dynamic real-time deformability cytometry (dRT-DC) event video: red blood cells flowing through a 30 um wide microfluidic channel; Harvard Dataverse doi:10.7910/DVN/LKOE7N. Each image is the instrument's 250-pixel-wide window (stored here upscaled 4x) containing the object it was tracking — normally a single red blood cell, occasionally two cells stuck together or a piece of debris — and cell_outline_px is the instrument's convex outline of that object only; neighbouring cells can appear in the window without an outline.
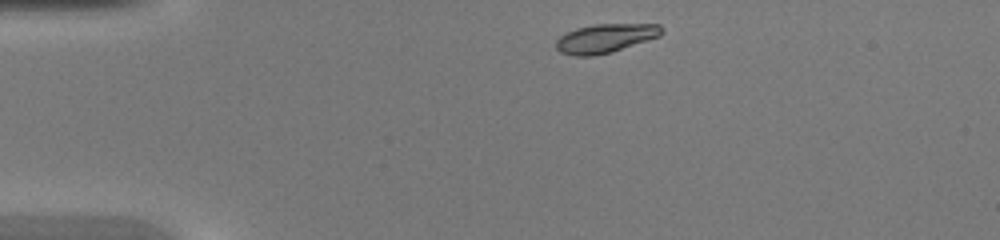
{"species": "common noctule bat (a hibernating species)", "species_latin": "Nyctalus noctula", "temperature_condition": "warm", "stored_images_in_passage": 37, "camera_frame_rate_fps": 3000, "um_per_image_px": 0.085, "animal": {"sex": "female", "body_mass_g": 20.0, "forearm_length_mm": 54.0}, "frame": {"image": 1, "passage_image": 1, "time_ms": 0.0, "image_size_px": [1000, 240], "cell_outline_px": [[664, 32], [660, 36], [612, 52], [592, 56], [572, 56], [560, 52], [556, 48], [556, 40], [560, 36], [576, 28], [596, 24], [660, 24], [664, 28]], "centroid_in_image_um": [51.47, 3.25], "position_along_channel_um": 33.5, "area_um2": 17.86}}
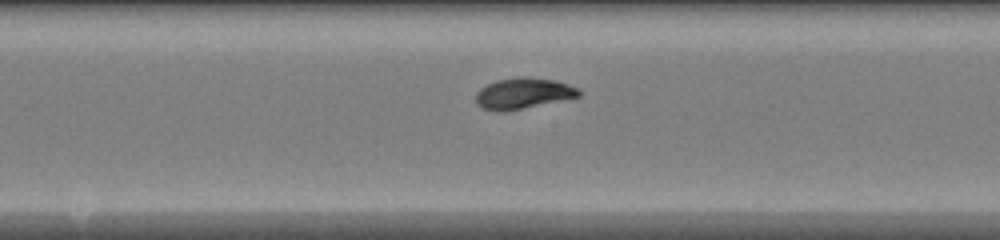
{"frame": {"image": 2, "passage_image": 16, "time_ms": 5.0, "image_size_px": [1000, 240], "cell_outline_px": [[580, 96], [504, 112], [496, 112], [484, 108], [476, 104], [476, 92], [480, 88], [496, 80], [520, 76], [528, 76], [556, 80], [580, 88]], "centroid_in_image_um": [44.46, 7.92], "position_along_channel_um": 203.7, "area_um2": 18.67}}
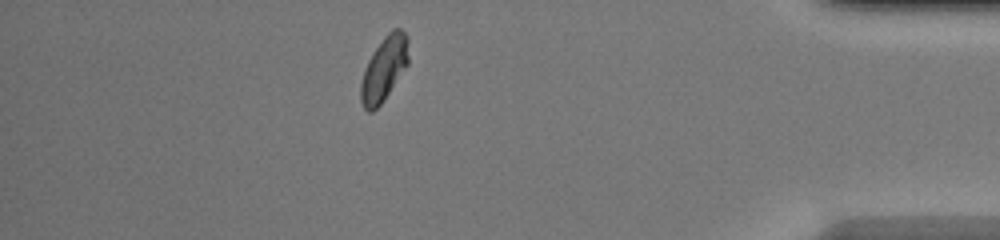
{"frame": {"image": 3, "passage_image": 32, "time_ms": 10.333, "image_size_px": [1000, 240], "cell_outline_px": [[408, 64], [384, 100], [372, 112], [368, 112], [364, 108], [360, 100], [360, 84], [364, 68], [372, 52], [384, 36], [392, 28], [400, 28], [408, 36]], "centroid_in_image_um": [32.63, 5.83], "position_along_channel_um": 402.6, "area_um2": 18.03}}